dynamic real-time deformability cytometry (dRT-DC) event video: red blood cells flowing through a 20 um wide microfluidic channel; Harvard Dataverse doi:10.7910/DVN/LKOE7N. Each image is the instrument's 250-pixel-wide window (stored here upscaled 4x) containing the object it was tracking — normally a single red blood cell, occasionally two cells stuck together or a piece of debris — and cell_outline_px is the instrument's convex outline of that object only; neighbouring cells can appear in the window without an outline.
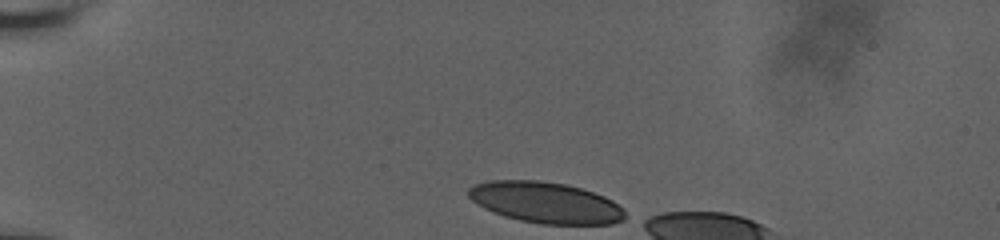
{"species": "human", "species_latin": "Homo sapiens", "temperature_condition": "room temperature", "stored_images_in_passage": 5, "camera_frame_rate_fps": 3000, "um_per_image_px": 0.085, "donor": {"sex": "male"}, "frame": {"image": 1, "passage_image": 1, "time_ms": 0.0, "image_size_px": [1000, 240], "cell_outline_px": [[624, 220], [612, 224], [540, 224], [520, 220], [504, 216], [484, 208], [472, 200], [468, 196], [468, 188], [476, 184], [488, 180], [540, 180], [564, 184], [580, 188], [604, 196], [612, 200], [624, 208]], "centroid_in_image_um": [46.38, 17.22], "position_along_channel_um": 38.6, "area_um2": 37.45}}